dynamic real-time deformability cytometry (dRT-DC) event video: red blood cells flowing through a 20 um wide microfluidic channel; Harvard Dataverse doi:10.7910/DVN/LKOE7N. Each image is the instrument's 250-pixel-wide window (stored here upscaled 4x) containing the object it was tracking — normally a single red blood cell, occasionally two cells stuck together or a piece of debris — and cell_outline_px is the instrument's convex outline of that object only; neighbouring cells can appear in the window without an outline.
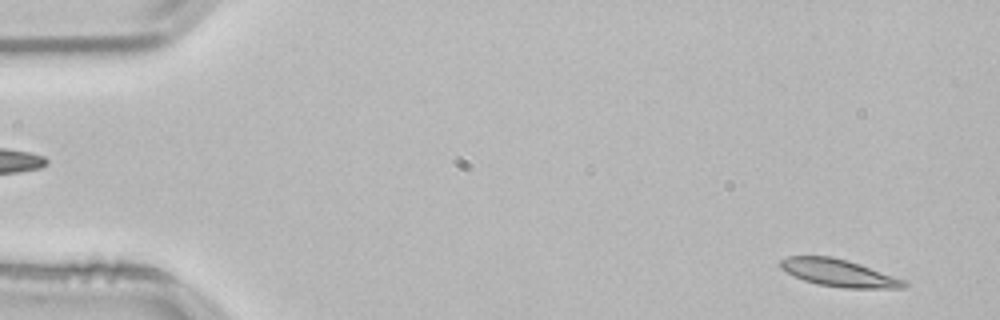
{"species": "common noctule bat (a hibernating species)", "species_latin": "Nyctalus noctula", "temperature_condition": "room temperature", "stored_images_in_passage": 53, "camera_frame_rate_fps": 3000, "um_per_image_px": 0.085, "animal": {"sex": "male", "body_mass_g": 21.5, "forearm_length_mm": 52.0}, "frame": {"image": 1, "passage_image": 3, "time_ms": 0.667, "image_size_px": [1000, 320], "cell_outline_px": [[908, 284], [904, 288], [844, 288], [816, 284], [804, 280], [780, 268], [776, 264], [780, 260], [788, 256], [832, 256], [848, 260], [908, 280]], "centroid_in_image_um": [71.32, 23.19], "position_along_channel_um": 13.7, "area_um2": 19.88}}
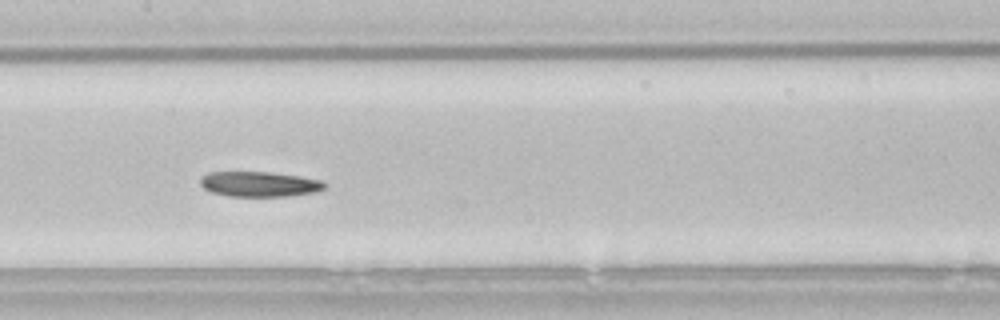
{"frame": {"image": 2, "passage_image": 26, "time_ms": 8.333, "image_size_px": [1000, 320], "cell_outline_px": [[328, 184], [324, 188], [316, 192], [284, 196], [228, 196], [212, 192], [204, 188], [200, 184], [200, 176], [208, 172], [272, 172], [300, 176], [324, 180]], "centroid_in_image_um": [22.06, 15.64], "position_along_channel_um": 185.3, "area_um2": 18.38}}
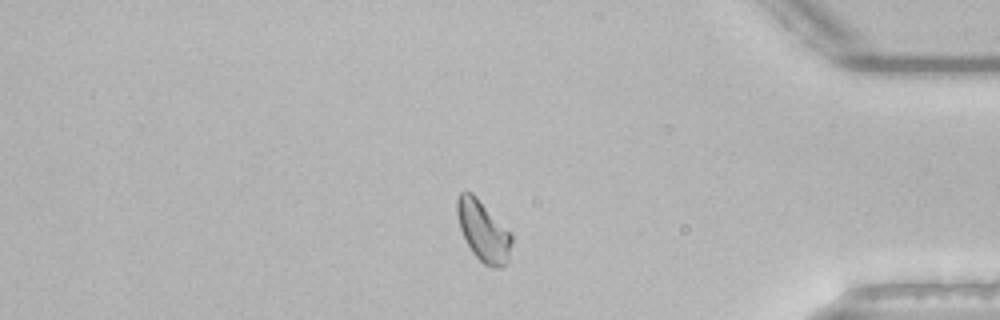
{"frame": {"image": 3, "passage_image": 45, "time_ms": 14.667, "image_size_px": [1000, 320], "cell_outline_px": [[512, 244], [508, 260], [500, 268], [492, 268], [484, 264], [472, 252], [460, 228], [456, 212], [456, 200], [460, 192], [472, 192], [476, 196], [512, 236]], "centroid_in_image_um": [41.05, 19.65], "position_along_channel_um": 394.1, "area_um2": 18.84}, "authors_computed_cell_mechanics": {"area_um2": 19.3052, "velocity_mm_per_s": 3.7648, "shape_relaxation_time_tau1_ms": 4.9337, "shape_relaxation_time_tau2_ms": null, "deformation_change_tau1": 0.1258, "deformation_change_tau2": null}}